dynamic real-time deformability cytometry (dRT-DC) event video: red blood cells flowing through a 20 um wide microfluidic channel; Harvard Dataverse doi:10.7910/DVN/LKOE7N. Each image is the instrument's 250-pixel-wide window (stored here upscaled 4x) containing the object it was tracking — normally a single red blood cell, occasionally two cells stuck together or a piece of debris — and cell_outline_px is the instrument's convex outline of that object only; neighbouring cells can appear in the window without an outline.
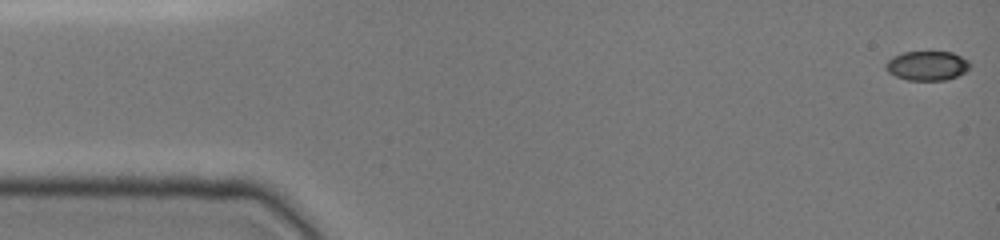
{"species": "common noctule bat (a hibernating species)", "species_latin": "Nyctalus noctula", "temperature_condition": "cold", "stored_images_in_passage": 19, "camera_frame_rate_fps": 3000, "um_per_image_px": 0.085, "animal": {"sex": "female", "body_mass_g": 19.0, "forearm_length_mm": 51.5}, "frame": {"image": 1, "passage_image": 1, "time_ms": 0.0, "image_size_px": [1000, 240], "cell_outline_px": [[972, 64], [964, 72], [956, 76], [944, 80], [908, 80], [896, 76], [888, 72], [884, 68], [884, 64], [892, 56], [904, 52], [952, 52], [968, 60]], "centroid_in_image_um": [78.78, 5.58], "position_along_channel_um": 6.2, "area_um2": 14.39}}
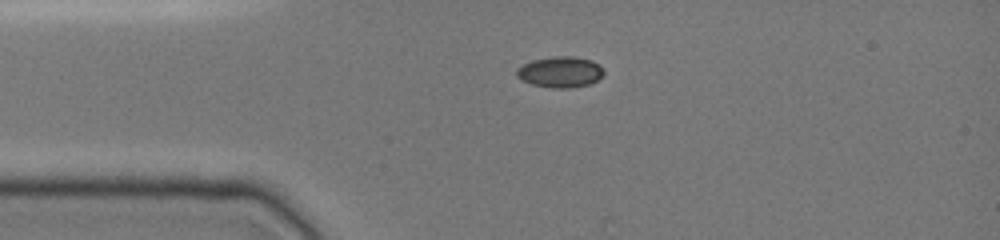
{"frame": {"image": 2, "passage_image": 11, "time_ms": 3.333, "image_size_px": [1000, 240], "cell_outline_px": [[604, 76], [588, 84], [568, 88], [552, 88], [532, 84], [516, 76], [516, 68], [532, 60], [552, 56], [572, 56], [592, 60], [600, 64], [604, 68]], "centroid_in_image_um": [47.65, 6.1], "position_along_channel_um": 37.4, "area_um2": 15.78}}
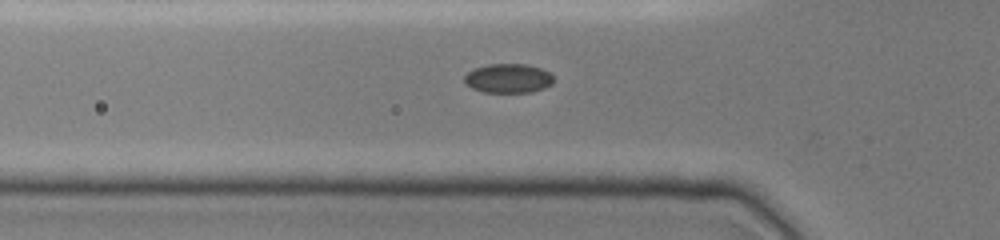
{"frame": {"image": 3, "passage_image": 16, "time_ms": 5.0, "image_size_px": [1000, 240], "cell_outline_px": [[552, 84], [544, 88], [532, 92], [484, 92], [472, 88], [464, 84], [464, 76], [472, 68], [488, 64], [528, 64], [540, 68], [548, 72], [552, 76]], "centroid_in_image_um": [43.16, 6.65], "position_along_channel_um": 82.6, "area_um2": 15.26}}